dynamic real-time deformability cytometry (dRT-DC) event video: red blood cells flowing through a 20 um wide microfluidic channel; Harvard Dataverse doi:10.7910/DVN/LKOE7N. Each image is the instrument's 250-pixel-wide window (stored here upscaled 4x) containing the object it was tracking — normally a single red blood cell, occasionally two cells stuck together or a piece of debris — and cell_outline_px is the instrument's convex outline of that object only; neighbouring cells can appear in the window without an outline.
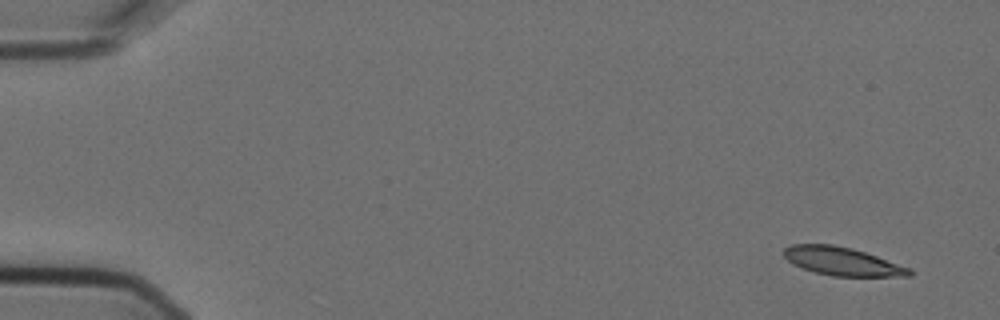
{"species": "Egyptian fruit bat (a non-hibernating species)", "species_latin": "Rousettus aegyptiacus", "temperature_condition": "cold", "stored_images_in_passage": 5, "camera_frame_rate_fps": 3000, "um_per_image_px": 0.085, "animal": {"sex": "female"}, "frame": {"image": 1, "passage_image": 1, "time_ms": 0.0, "image_size_px": [1000, 320], "cell_outline_px": [[912, 276], [832, 276], [816, 272], [792, 264], [784, 256], [784, 248], [792, 244], [832, 244], [852, 248], [876, 256], [908, 268], [912, 272]], "centroid_in_image_um": [71.54, 22.21], "position_along_channel_um": 13.5, "area_um2": 20.35}}
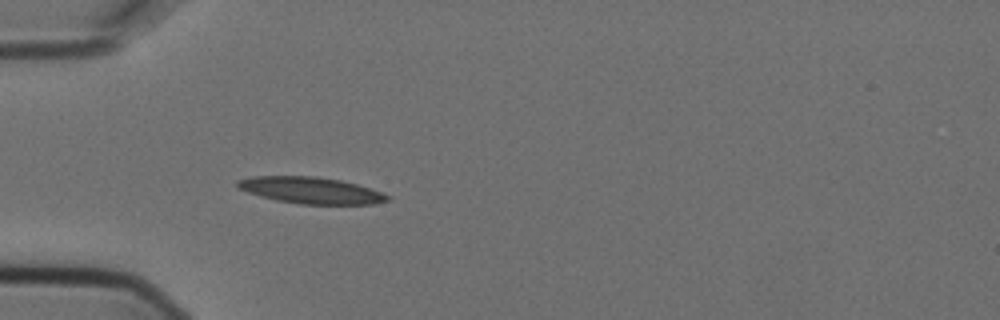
{"frame": {"image": 2, "passage_image": 5, "time_ms": 1.333, "image_size_px": [1000, 320], "cell_outline_px": [[392, 200], [372, 204], [300, 204], [276, 200], [260, 196], [236, 188], [236, 180], [252, 176], [316, 176], [340, 180], [356, 184], [392, 196]], "centroid_in_image_um": [26.4, 16.18], "position_along_channel_um": 58.6, "area_um2": 23.24}}